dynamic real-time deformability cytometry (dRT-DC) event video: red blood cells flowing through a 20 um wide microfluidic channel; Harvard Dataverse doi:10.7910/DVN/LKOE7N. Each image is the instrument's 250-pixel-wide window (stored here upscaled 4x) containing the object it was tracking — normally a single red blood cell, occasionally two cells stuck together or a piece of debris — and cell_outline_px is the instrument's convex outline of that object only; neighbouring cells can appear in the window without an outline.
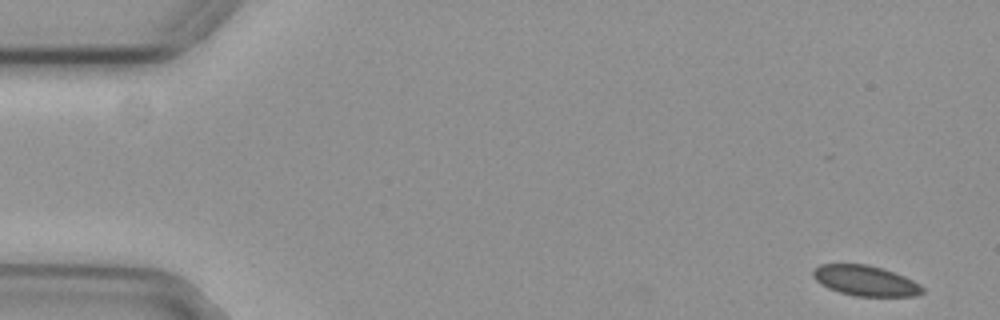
{"species": "common noctule bat (a hibernating species)", "species_latin": "Nyctalus noctula", "temperature_condition": "cold", "stored_images_in_passage": 55, "camera_frame_rate_fps": 3000, "um_per_image_px": 0.085, "animal": {"sex": "female", "body_mass_g": 29.2, "forearm_length_mm": 56.3}, "frame": {"image": 1, "passage_image": 1, "time_ms": 0.0, "image_size_px": [1000, 320], "cell_outline_px": [[924, 292], [916, 296], [856, 296], [840, 292], [828, 288], [820, 284], [812, 276], [812, 268], [820, 264], [868, 264], [904, 276], [920, 284], [924, 288]], "centroid_in_image_um": [73.53, 23.86], "position_along_channel_um": 11.5, "area_um2": 19.36}}
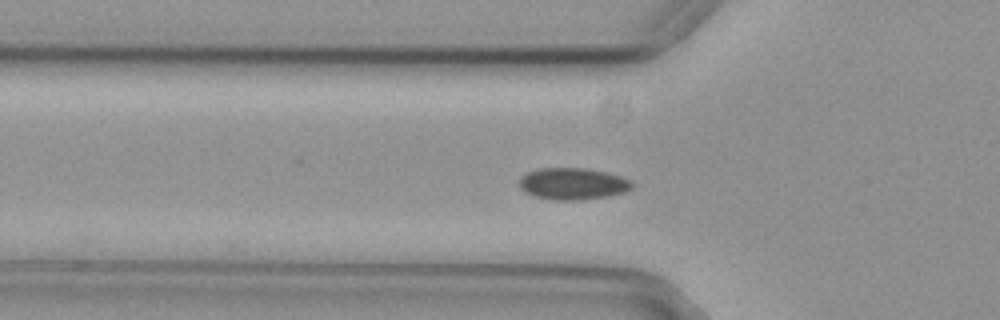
{"frame": {"image": 2, "passage_image": 17, "time_ms": 5.333, "image_size_px": [1000, 320], "cell_outline_px": [[632, 188], [624, 192], [608, 196], [584, 200], [552, 200], [532, 196], [524, 192], [520, 188], [520, 176], [528, 172], [540, 168], [584, 168], [604, 172], [620, 176], [628, 180], [632, 184]], "centroid_in_image_um": [48.64, 15.63], "position_along_channel_um": 77.2, "area_um2": 20.87}}
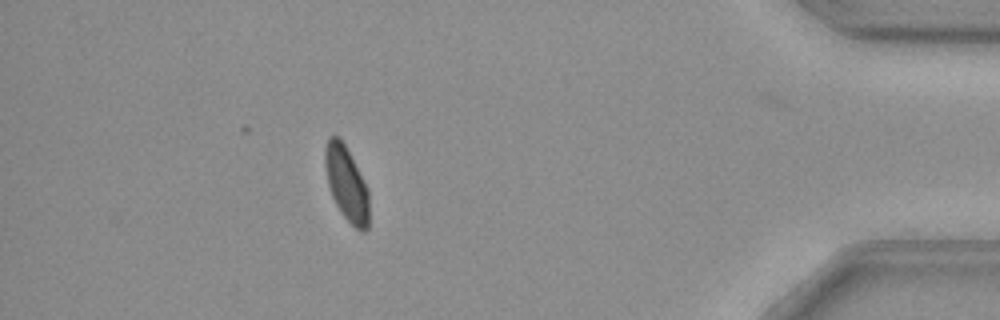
{"frame": {"image": 3, "passage_image": 48, "time_ms": 15.667, "image_size_px": [1000, 320], "cell_outline_px": [[368, 228], [364, 232], [360, 232], [340, 212], [332, 196], [328, 184], [324, 164], [324, 148], [328, 136], [336, 136], [344, 144], [368, 188]], "centroid_in_image_um": [29.43, 15.62], "position_along_channel_um": 405.8, "area_um2": 18.9}}